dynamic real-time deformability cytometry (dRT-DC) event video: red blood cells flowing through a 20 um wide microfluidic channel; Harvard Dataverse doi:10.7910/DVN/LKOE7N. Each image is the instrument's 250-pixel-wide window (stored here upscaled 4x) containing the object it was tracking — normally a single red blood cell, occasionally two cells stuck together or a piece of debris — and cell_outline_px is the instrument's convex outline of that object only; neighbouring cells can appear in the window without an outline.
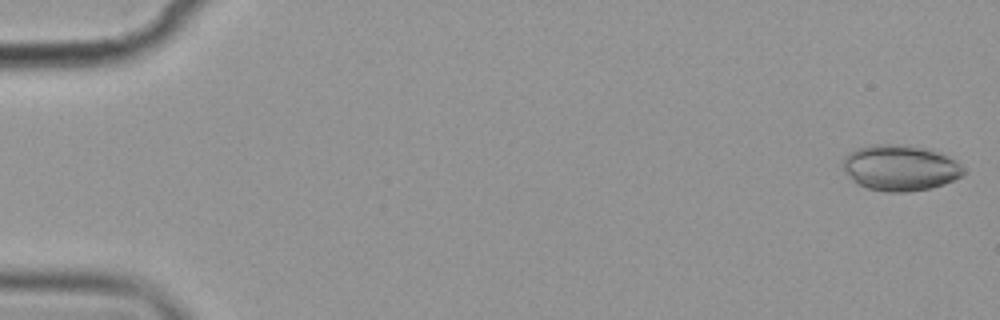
{"species": "common noctule bat (a hibernating species)", "species_latin": "Nyctalus noctula", "temperature_condition": "cold", "stored_images_in_passage": 6, "camera_frame_rate_fps": 3000, "um_per_image_px": 0.085, "animal": {"sex": "female", "body_mass_g": 19.9}, "frame": {"image": 1, "passage_image": 1, "time_ms": 0.0, "image_size_px": [1000, 320], "cell_outline_px": [[968, 172], [944, 184], [928, 188], [908, 192], [888, 192], [868, 188], [852, 180], [844, 172], [840, 164], [844, 156], [848, 152], [856, 148], [876, 144], [896, 144], [924, 148], [936, 152], [960, 164]], "centroid_in_image_um": [76.44, 14.27], "position_along_channel_um": 8.6, "area_um2": 32.02}}
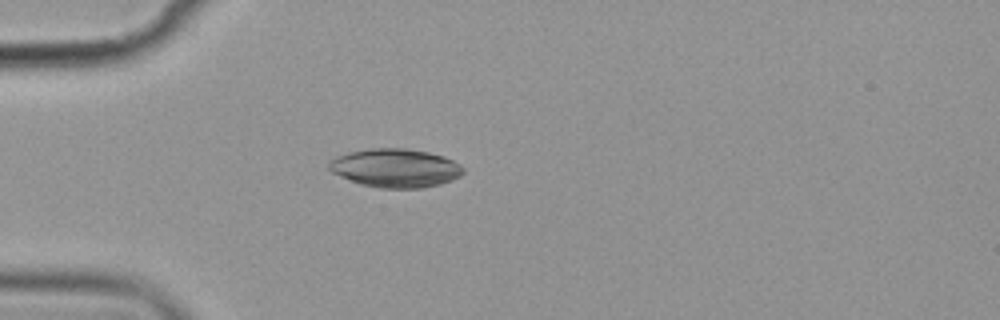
{"frame": {"image": 2, "passage_image": 5, "time_ms": 5.0, "image_size_px": [1000, 320], "cell_outline_px": [[464, 172], [460, 176], [452, 180], [440, 184], [424, 188], [380, 188], [360, 184], [332, 172], [328, 168], [328, 164], [336, 156], [348, 152], [372, 148], [404, 148], [428, 152], [444, 156], [460, 164], [464, 168]], "centroid_in_image_um": [33.63, 14.28], "position_along_channel_um": 51.4, "area_um2": 30.23}}